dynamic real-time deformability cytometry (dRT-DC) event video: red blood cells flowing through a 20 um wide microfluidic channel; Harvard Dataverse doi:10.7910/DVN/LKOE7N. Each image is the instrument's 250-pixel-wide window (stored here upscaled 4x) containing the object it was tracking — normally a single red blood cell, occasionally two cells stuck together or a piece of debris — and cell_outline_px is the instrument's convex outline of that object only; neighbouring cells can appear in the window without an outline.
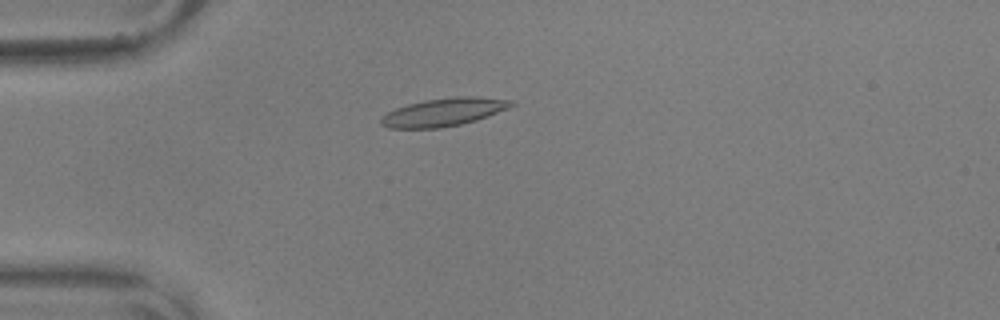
{"species": "common noctule bat (a hibernating species)", "species_latin": "Nyctalus noctula", "temperature_condition": "warm", "stored_images_in_passage": 35, "camera_frame_rate_fps": 3000, "um_per_image_px": 0.085, "animal": {"sex": "male", "body_mass_g": 17.9, "forearm_length_mm": 54.2}, "frame": {"image": 1, "passage_image": 5, "time_ms": 1.333, "image_size_px": [1000, 320], "cell_outline_px": [[516, 104], [508, 108], [488, 116], [476, 120], [460, 124], [440, 128], [388, 128], [380, 124], [380, 120], [388, 112], [396, 108], [408, 104], [424, 100], [456, 96], [476, 96], [512, 100]], "centroid_in_image_um": [37.73, 9.52], "position_along_channel_um": 47.3, "area_um2": 21.21}}
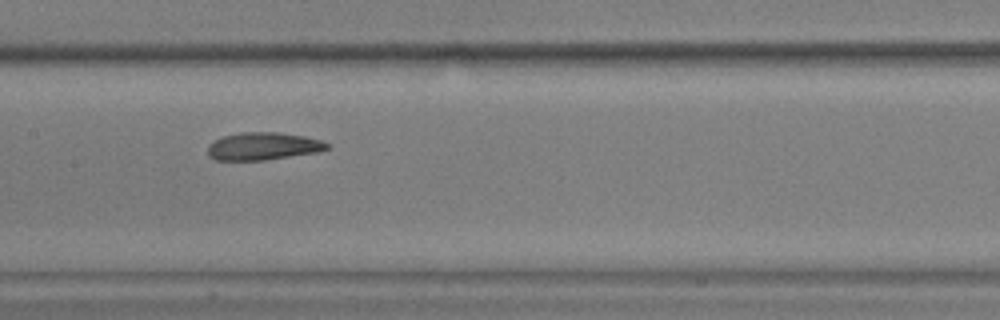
{"frame": {"image": 2, "passage_image": 18, "time_ms": 5.667, "image_size_px": [1000, 320], "cell_outline_px": [[328, 148], [320, 152], [264, 160], [216, 160], [208, 156], [208, 144], [224, 136], [240, 132], [276, 132], [304, 136], [320, 140], [328, 144]], "centroid_in_image_um": [22.35, 12.43], "position_along_channel_um": 185.0, "area_um2": 19.13}}
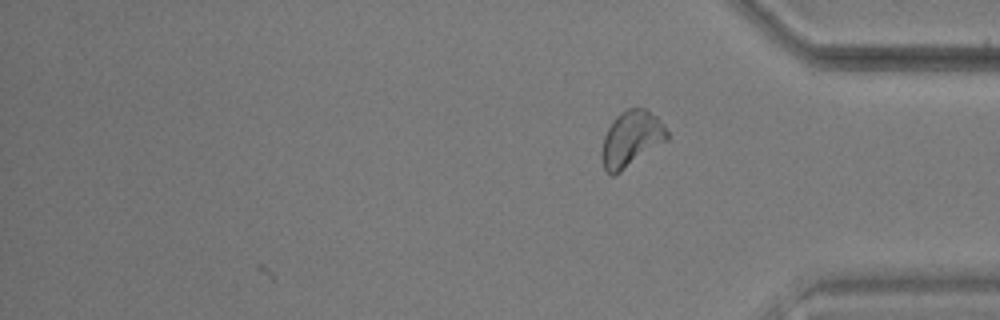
{"frame": {"image": 3, "passage_image": 35, "time_ms": 11.333, "image_size_px": [1000, 320], "cell_outline_px": [[668, 140], [620, 172], [612, 176], [604, 168], [600, 156], [600, 152], [604, 136], [612, 120], [620, 112], [628, 108], [644, 108], [656, 116], [664, 124], [668, 132]], "centroid_in_image_um": [53.64, 11.8], "position_along_channel_um": 381.6, "area_um2": 21.33}, "authors_computed_cell_mechanics": {"area_um2": 19.7676, "velocity_mm_per_s": 3.5987, "shape_relaxation_time_tau1_ms": 3.1397, "shape_relaxation_time_tau2_ms": 1.9248, "deformation_change_tau1": 0.1238, "deformation_change_tau2": 0.0817}}